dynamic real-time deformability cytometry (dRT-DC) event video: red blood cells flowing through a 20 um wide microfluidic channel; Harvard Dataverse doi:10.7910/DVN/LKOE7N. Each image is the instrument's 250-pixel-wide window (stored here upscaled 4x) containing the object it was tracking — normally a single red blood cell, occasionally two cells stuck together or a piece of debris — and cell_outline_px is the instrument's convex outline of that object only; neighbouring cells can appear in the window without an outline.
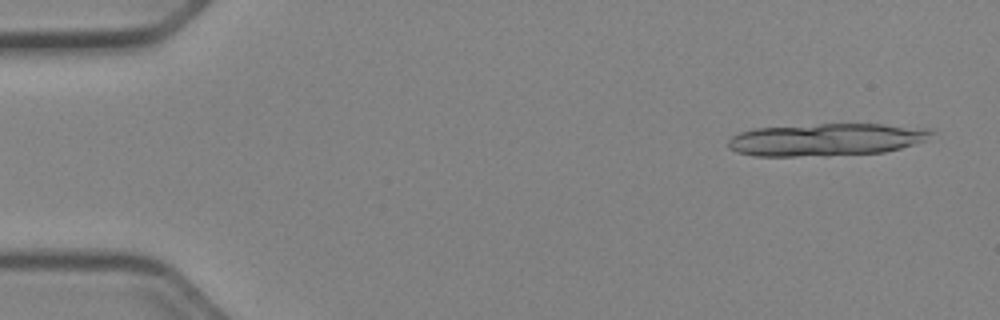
{"species": "Egyptian fruit bat (a non-hibernating species)", "species_latin": "Rousettus aegyptiacus", "temperature_condition": "cold", "stored_images_in_passage": 13, "camera_frame_rate_fps": 3000, "um_per_image_px": 0.085, "animal": {"sex": "female"}, "frame": {"image": 1, "passage_image": 3, "time_ms": 0.667, "image_size_px": [1000, 320], "cell_outline_px": [[932, 132], [924, 140], [900, 148], [884, 152], [828, 156], [756, 156], [736, 152], [728, 148], [728, 140], [732, 136], [740, 132], [756, 128], [820, 124], [884, 124], [928, 128]], "centroid_in_image_um": [70.18, 11.87], "position_along_channel_um": 14.8, "area_um2": 38.38}}